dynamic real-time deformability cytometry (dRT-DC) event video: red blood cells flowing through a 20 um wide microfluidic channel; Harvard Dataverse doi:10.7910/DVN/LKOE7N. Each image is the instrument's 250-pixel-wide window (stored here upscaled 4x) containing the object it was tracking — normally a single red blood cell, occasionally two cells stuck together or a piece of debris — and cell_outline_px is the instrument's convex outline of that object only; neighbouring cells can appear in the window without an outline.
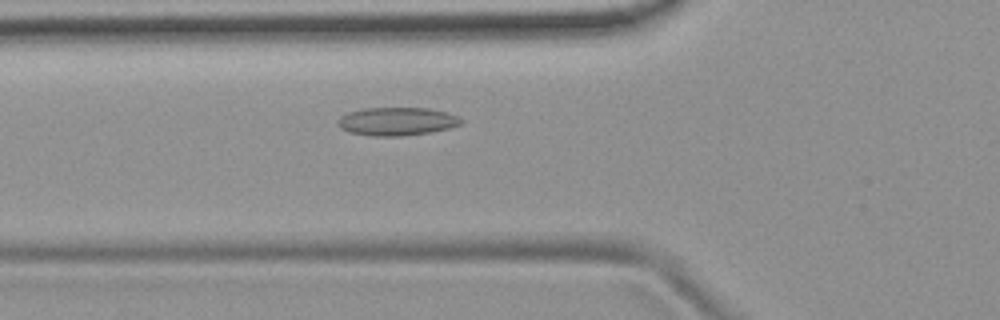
{"species": "common noctule bat (a hibernating species)", "species_latin": "Nyctalus noctula", "temperature_condition": "room temperature", "stored_images_in_passage": 50, "camera_frame_rate_fps": 3000, "um_per_image_px": 0.085, "animal": {"sex": "female", "body_mass_g": 19.9}, "frame": {"image": 1, "passage_image": 15, "time_ms": 4.667, "image_size_px": [1000, 320], "cell_outline_px": [[464, 120], [460, 124], [448, 128], [428, 132], [400, 136], [372, 136], [348, 132], [340, 128], [336, 124], [336, 120], [340, 116], [348, 112], [364, 108], [428, 108], [448, 112], [460, 116]], "centroid_in_image_um": [33.7, 10.31], "position_along_channel_um": 92.1, "area_um2": 20.4}}
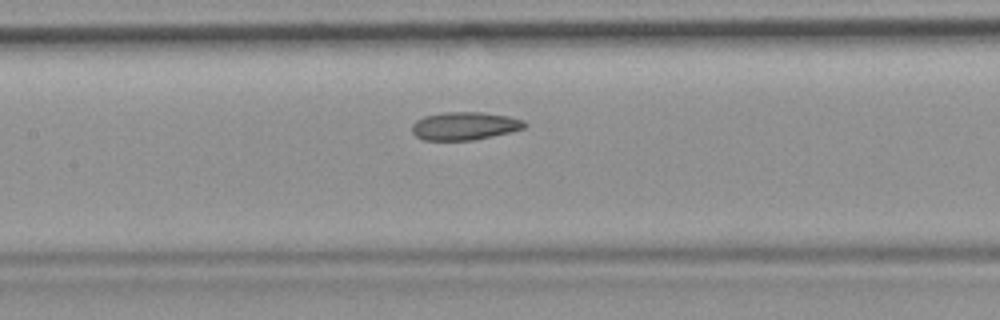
{"frame": {"image": 2, "passage_image": 21, "time_ms": 6.667, "image_size_px": [1000, 320], "cell_outline_px": [[528, 124], [524, 128], [492, 136], [472, 140], [424, 140], [416, 136], [412, 132], [412, 124], [416, 120], [424, 116], [444, 112], [484, 112], [508, 116], [524, 120]], "centroid_in_image_um": [39.48, 10.7], "position_along_channel_um": 167.9, "area_um2": 18.38}}
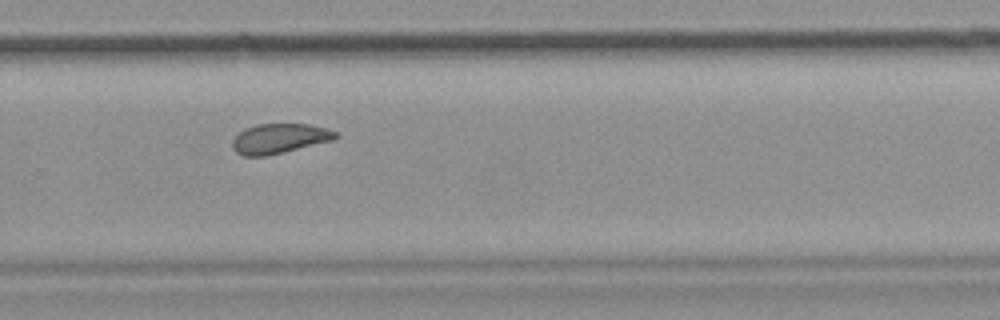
{"frame": {"image": 3, "passage_image": 32, "time_ms": 10.333, "image_size_px": [1000, 320], "cell_outline_px": [[340, 136], [332, 140], [268, 156], [244, 156], [236, 152], [232, 148], [232, 140], [244, 128], [256, 124], [308, 124], [324, 128], [336, 132]], "centroid_in_image_um": [23.71, 11.78], "position_along_channel_um": 306.1, "area_um2": 17.86}}